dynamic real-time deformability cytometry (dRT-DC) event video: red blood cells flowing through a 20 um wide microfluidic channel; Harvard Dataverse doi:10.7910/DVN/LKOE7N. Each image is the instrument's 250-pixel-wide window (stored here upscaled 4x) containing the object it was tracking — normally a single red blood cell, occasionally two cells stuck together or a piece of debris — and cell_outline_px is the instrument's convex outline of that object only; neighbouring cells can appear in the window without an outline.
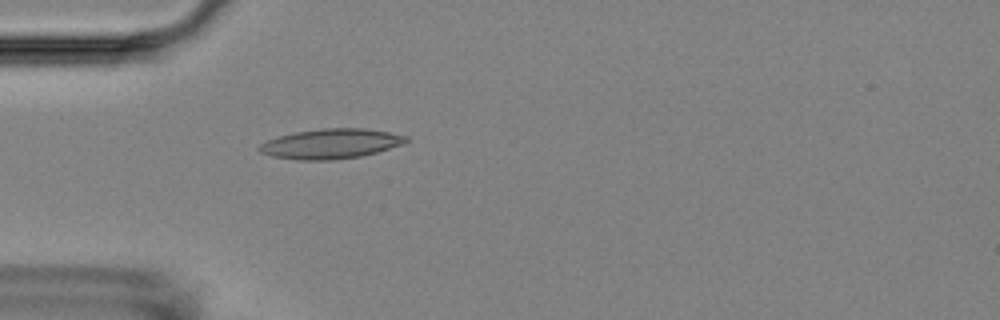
{"species": "Egyptian fruit bat (a non-hibernating species)", "species_latin": "Rousettus aegyptiacus", "temperature_condition": "room temperature", "stored_images_in_passage": 5, "camera_frame_rate_fps": 3000, "um_per_image_px": 0.085, "animal": {"sex": "female"}, "frame": {"image": 1, "passage_image": 5, "time_ms": 4.667, "image_size_px": [1000, 320], "cell_outline_px": [[408, 140], [404, 144], [376, 152], [360, 156], [332, 160], [296, 160], [272, 156], [260, 152], [256, 148], [260, 144], [276, 136], [296, 132], [324, 128], [364, 128], [388, 132], [408, 136]], "centroid_in_image_um": [28.1, 12.22], "position_along_channel_um": 56.9, "area_um2": 25.55}}